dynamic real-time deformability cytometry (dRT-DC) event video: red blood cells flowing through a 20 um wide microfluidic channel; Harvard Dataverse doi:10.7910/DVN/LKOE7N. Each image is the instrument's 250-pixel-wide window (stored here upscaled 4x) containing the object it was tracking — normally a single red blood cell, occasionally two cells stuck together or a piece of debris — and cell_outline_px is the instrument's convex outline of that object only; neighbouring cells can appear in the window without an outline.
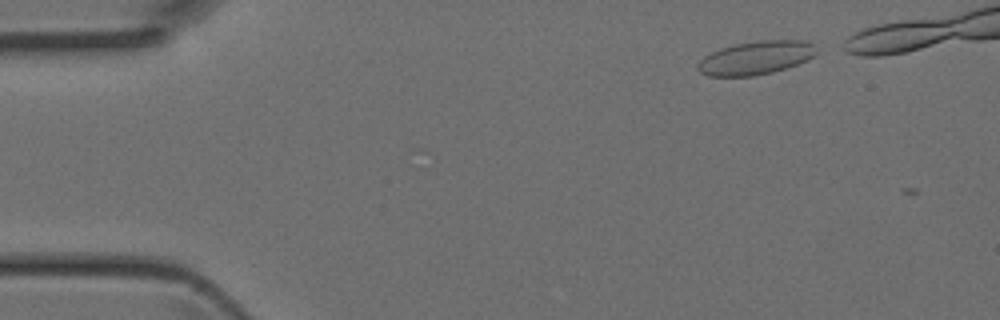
{"species": "Egyptian fruit bat (a non-hibernating species)", "species_latin": "Rousettus aegyptiacus", "temperature_condition": "room temperature", "stored_images_in_passage": 6, "camera_frame_rate_fps": 3000, "um_per_image_px": 0.085, "animal": {"sex": "female"}, "frame": {"image": 1, "passage_image": 1, "time_ms": 0.0, "image_size_px": [1000, 320], "cell_outline_px": [[820, 52], [808, 60], [772, 72], [752, 76], [708, 76], [700, 72], [696, 68], [696, 64], [704, 56], [720, 48], [736, 44], [760, 40], [808, 40], [816, 44]], "centroid_in_image_um": [64.29, 4.9], "position_along_channel_um": 20.7, "area_um2": 23.41}}